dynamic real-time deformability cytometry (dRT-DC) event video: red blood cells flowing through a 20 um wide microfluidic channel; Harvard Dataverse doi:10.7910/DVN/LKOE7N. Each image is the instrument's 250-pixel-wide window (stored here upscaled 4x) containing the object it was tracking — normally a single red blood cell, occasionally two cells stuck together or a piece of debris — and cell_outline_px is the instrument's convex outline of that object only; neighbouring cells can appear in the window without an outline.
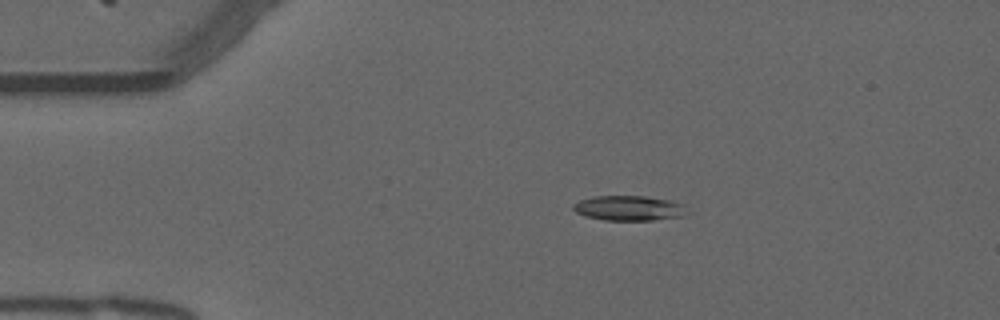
{"species": "common noctule bat (a hibernating species)", "species_latin": "Nyctalus noctula", "temperature_condition": "warm", "stored_images_in_passage": 53, "camera_frame_rate_fps": 3000, "um_per_image_px": 0.085, "animal": {"sex": "male", "forearm_length_mm": 52.5}, "frame": {"image": 1, "passage_image": 9, "time_ms": 2.667, "image_size_px": [1000, 320], "cell_outline_px": [[696, 212], [688, 216], [652, 220], [604, 220], [584, 216], [576, 212], [572, 208], [572, 204], [580, 200], [592, 196], [644, 196], [668, 200], [684, 204]], "centroid_in_image_um": [53.58, 17.7], "position_along_channel_um": 31.4, "area_um2": 17.11}}
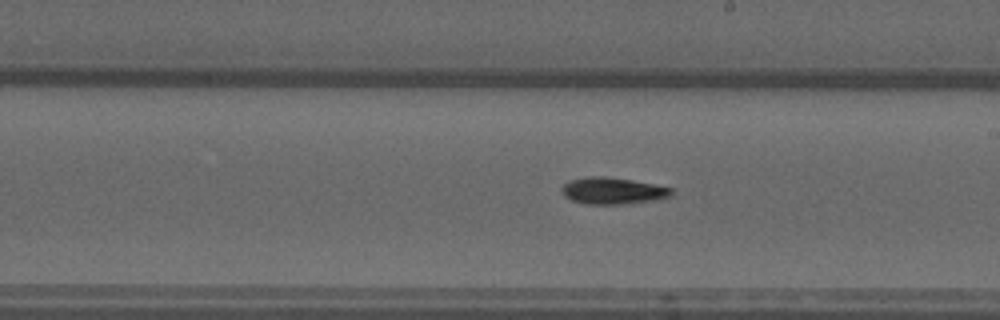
{"frame": {"image": 2, "passage_image": 29, "time_ms": 9.333, "image_size_px": [1000, 320], "cell_outline_px": [[672, 196], [656, 200], [632, 204], [584, 204], [572, 200], [564, 196], [560, 192], [560, 188], [564, 184], [572, 180], [588, 176], [604, 176], [632, 180], [656, 184], [672, 188]], "centroid_in_image_um": [52.1, 16.23], "position_along_channel_um": 236.9, "area_um2": 17.34}}
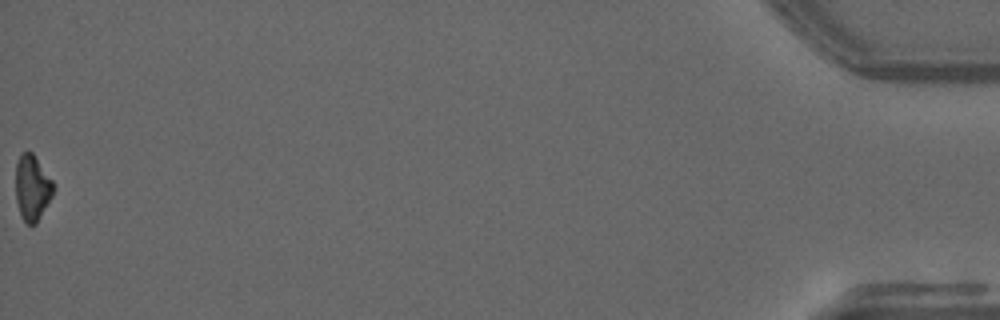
{"frame": {"image": 3, "passage_image": 53, "time_ms": 17.333, "image_size_px": [1000, 320], "cell_outline_px": [[56, 188], [52, 196], [36, 224], [28, 224], [24, 220], [20, 212], [16, 200], [16, 164], [20, 152], [32, 152], [56, 184]], "centroid_in_image_um": [2.76, 15.93], "position_along_channel_um": 432.4, "area_um2": 14.51}, "authors_computed_cell_mechanics": {"area_um2": 16.2996, "velocity_mm_per_s": 3.7676, "shape_relaxation_time_tau1_ms": 6.1497, "shape_relaxation_time_tau2_ms": null, "deformation_change_tau1": 0.1873, "deformation_change_tau2": null}}